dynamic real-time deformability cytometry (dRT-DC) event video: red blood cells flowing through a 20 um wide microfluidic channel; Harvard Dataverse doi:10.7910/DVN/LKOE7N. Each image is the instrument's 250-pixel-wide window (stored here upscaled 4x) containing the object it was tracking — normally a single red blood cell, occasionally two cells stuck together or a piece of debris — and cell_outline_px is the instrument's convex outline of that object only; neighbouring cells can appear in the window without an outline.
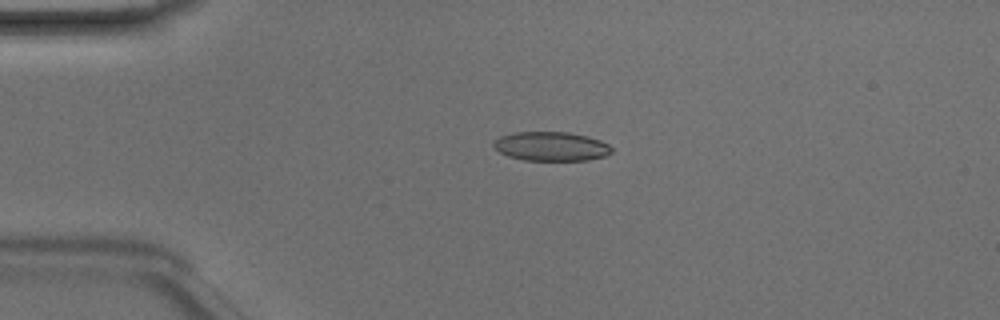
{"species": "Egyptian fruit bat (a non-hibernating species)", "species_latin": "Rousettus aegyptiacus", "temperature_condition": "room temperature", "stored_images_in_passage": 42, "camera_frame_rate_fps": 3000, "um_per_image_px": 0.085, "animal": {"sex": "male"}, "frame": {"image": 1, "passage_image": 5, "time_ms": 1.333, "image_size_px": [1000, 320], "cell_outline_px": [[612, 152], [604, 156], [588, 160], [524, 160], [508, 156], [500, 152], [492, 144], [500, 136], [512, 132], [568, 132], [588, 136], [600, 140], [608, 144], [612, 148]], "centroid_in_image_um": [46.85, 12.43], "position_along_channel_um": 38.1, "area_um2": 20.0}}
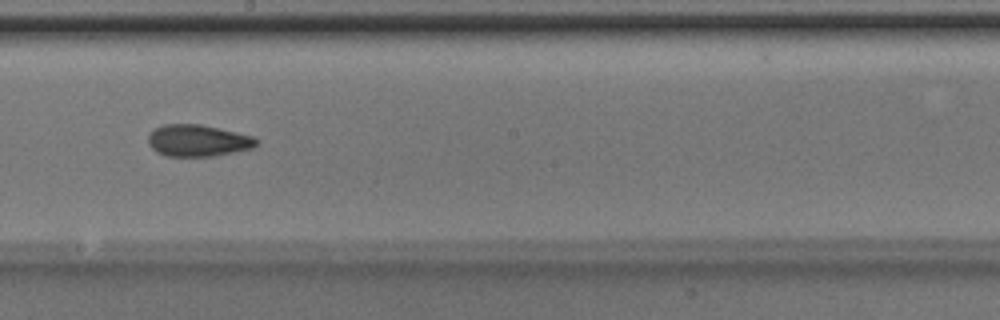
{"frame": {"image": 2, "passage_image": 21, "time_ms": 6.667, "image_size_px": [1000, 320], "cell_outline_px": [[260, 140], [252, 148], [212, 156], [164, 156], [156, 152], [148, 144], [148, 136], [152, 128], [164, 124], [200, 124], [236, 132], [252, 136]], "centroid_in_image_um": [16.76, 11.94], "position_along_channel_um": 231.4, "area_um2": 20.06}}
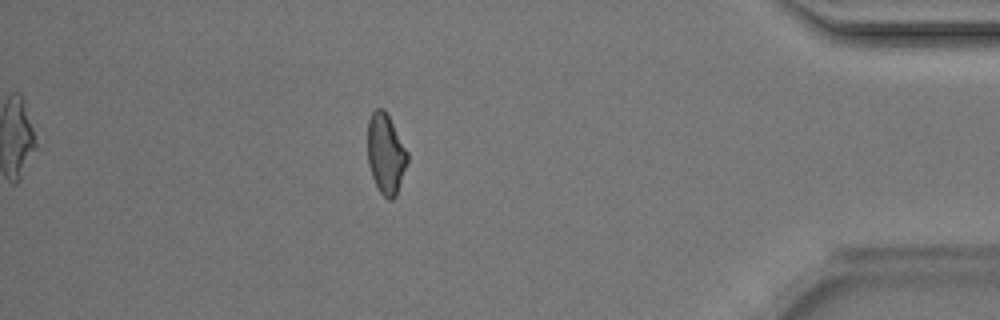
{"frame": {"image": 3, "passage_image": 36, "time_ms": 11.667, "image_size_px": [1000, 320], "cell_outline_px": [[408, 160], [396, 196], [392, 200], [388, 200], [380, 192], [372, 176], [368, 164], [368, 120], [372, 112], [376, 108], [384, 108], [408, 152]], "centroid_in_image_um": [32.79, 13.07], "position_along_channel_um": 402.4, "area_um2": 18.5}, "authors_computed_cell_mechanics": {"area_um2": 19.5653, "velocity_mm_per_s": 4.2441, "shape_relaxation_time_tau1_ms": 9.0819, "shape_relaxation_time_tau2_ms": 2.5641, "deformation_change_tau1": 0.1897, "deformation_change_tau2": 0.0967}}